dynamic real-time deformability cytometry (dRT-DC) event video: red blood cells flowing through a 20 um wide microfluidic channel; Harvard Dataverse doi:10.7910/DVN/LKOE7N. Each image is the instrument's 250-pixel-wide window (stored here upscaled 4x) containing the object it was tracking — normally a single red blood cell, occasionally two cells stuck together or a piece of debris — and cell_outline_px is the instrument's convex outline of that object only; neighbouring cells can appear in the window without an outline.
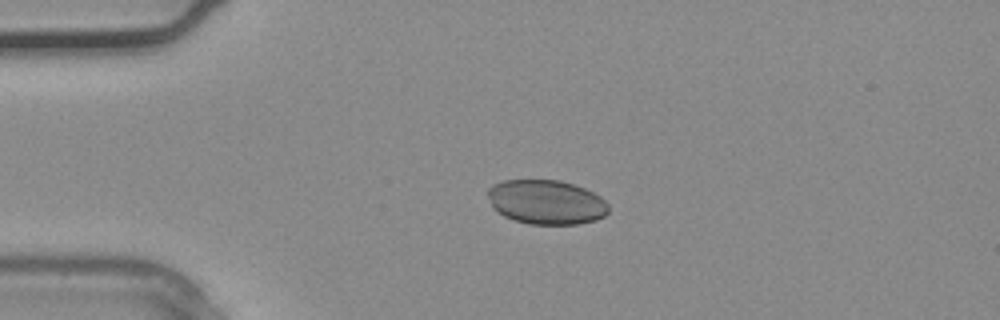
{"species": "common noctule bat (a hibernating species)", "species_latin": "Nyctalus noctula", "temperature_condition": "warm", "stored_images_in_passage": 2, "camera_frame_rate_fps": 3000, "um_per_image_px": 0.085, "animal": {"sex": "male", "body_mass_g": 20.4}, "frame": {"image": 1, "passage_image": 2, "time_ms": 0.333, "image_size_px": [1000, 320], "cell_outline_px": [[608, 212], [604, 216], [596, 220], [576, 224], [528, 224], [504, 216], [496, 212], [492, 208], [488, 196], [488, 188], [492, 184], [504, 180], [560, 180], [584, 188], [600, 196], [608, 204]], "centroid_in_image_um": [46.41, 17.18], "position_along_channel_um": 38.6, "area_um2": 31.33}}